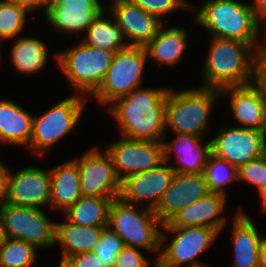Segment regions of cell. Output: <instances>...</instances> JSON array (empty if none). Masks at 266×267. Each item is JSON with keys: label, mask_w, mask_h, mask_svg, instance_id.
I'll return each instance as SVG.
<instances>
[{"label": "cell", "mask_w": 266, "mask_h": 267, "mask_svg": "<svg viewBox=\"0 0 266 267\" xmlns=\"http://www.w3.org/2000/svg\"><path fill=\"white\" fill-rule=\"evenodd\" d=\"M168 89L138 87L112 103L107 111L120 126L121 136L157 142L166 140L165 109Z\"/></svg>", "instance_id": "cell-1"}, {"label": "cell", "mask_w": 266, "mask_h": 267, "mask_svg": "<svg viewBox=\"0 0 266 267\" xmlns=\"http://www.w3.org/2000/svg\"><path fill=\"white\" fill-rule=\"evenodd\" d=\"M210 46L203 64L204 88L221 90L258 80V54L261 45L237 40L210 37Z\"/></svg>", "instance_id": "cell-2"}, {"label": "cell", "mask_w": 266, "mask_h": 267, "mask_svg": "<svg viewBox=\"0 0 266 267\" xmlns=\"http://www.w3.org/2000/svg\"><path fill=\"white\" fill-rule=\"evenodd\" d=\"M195 23L207 28L209 37L237 40L250 45H261L260 21L248 3L238 0H206L197 9Z\"/></svg>", "instance_id": "cell-3"}, {"label": "cell", "mask_w": 266, "mask_h": 267, "mask_svg": "<svg viewBox=\"0 0 266 267\" xmlns=\"http://www.w3.org/2000/svg\"><path fill=\"white\" fill-rule=\"evenodd\" d=\"M220 97L219 90L200 85L181 92H175L174 89L169 88L165 109V129H170L173 133H186L206 138L210 113Z\"/></svg>", "instance_id": "cell-4"}, {"label": "cell", "mask_w": 266, "mask_h": 267, "mask_svg": "<svg viewBox=\"0 0 266 267\" xmlns=\"http://www.w3.org/2000/svg\"><path fill=\"white\" fill-rule=\"evenodd\" d=\"M163 223L154 209L125 203L114 199L109 208L108 227L124 242L125 246L153 252H161V231Z\"/></svg>", "instance_id": "cell-5"}, {"label": "cell", "mask_w": 266, "mask_h": 267, "mask_svg": "<svg viewBox=\"0 0 266 267\" xmlns=\"http://www.w3.org/2000/svg\"><path fill=\"white\" fill-rule=\"evenodd\" d=\"M115 53L89 47L80 41L54 57L72 89L77 94L91 97L103 83Z\"/></svg>", "instance_id": "cell-6"}, {"label": "cell", "mask_w": 266, "mask_h": 267, "mask_svg": "<svg viewBox=\"0 0 266 267\" xmlns=\"http://www.w3.org/2000/svg\"><path fill=\"white\" fill-rule=\"evenodd\" d=\"M87 97L74 94L51 106L42 115L33 117L32 136L29 149L33 154L43 156L51 147L80 122Z\"/></svg>", "instance_id": "cell-7"}, {"label": "cell", "mask_w": 266, "mask_h": 267, "mask_svg": "<svg viewBox=\"0 0 266 267\" xmlns=\"http://www.w3.org/2000/svg\"><path fill=\"white\" fill-rule=\"evenodd\" d=\"M147 59L145 48L140 46H128L116 52L103 83L91 98L103 105L109 103L110 107L118 98L141 87Z\"/></svg>", "instance_id": "cell-8"}, {"label": "cell", "mask_w": 266, "mask_h": 267, "mask_svg": "<svg viewBox=\"0 0 266 267\" xmlns=\"http://www.w3.org/2000/svg\"><path fill=\"white\" fill-rule=\"evenodd\" d=\"M3 235L24 240L37 249L55 246V224L43 209L5 202L0 206Z\"/></svg>", "instance_id": "cell-9"}, {"label": "cell", "mask_w": 266, "mask_h": 267, "mask_svg": "<svg viewBox=\"0 0 266 267\" xmlns=\"http://www.w3.org/2000/svg\"><path fill=\"white\" fill-rule=\"evenodd\" d=\"M162 229L160 255L168 262L176 267H208L197 259L204 250L210 248L220 234L218 230L208 226ZM168 232L173 233L169 243L167 242L170 239Z\"/></svg>", "instance_id": "cell-10"}, {"label": "cell", "mask_w": 266, "mask_h": 267, "mask_svg": "<svg viewBox=\"0 0 266 267\" xmlns=\"http://www.w3.org/2000/svg\"><path fill=\"white\" fill-rule=\"evenodd\" d=\"M80 174L82 196L100 198H119L121 180L116 174L110 155L94 146L79 158L72 159Z\"/></svg>", "instance_id": "cell-11"}, {"label": "cell", "mask_w": 266, "mask_h": 267, "mask_svg": "<svg viewBox=\"0 0 266 267\" xmlns=\"http://www.w3.org/2000/svg\"><path fill=\"white\" fill-rule=\"evenodd\" d=\"M214 135L212 154L237 169L266 153V130L226 126Z\"/></svg>", "instance_id": "cell-12"}, {"label": "cell", "mask_w": 266, "mask_h": 267, "mask_svg": "<svg viewBox=\"0 0 266 267\" xmlns=\"http://www.w3.org/2000/svg\"><path fill=\"white\" fill-rule=\"evenodd\" d=\"M120 138L109 143L105 150L121 181L129 175L154 169L164 162L162 142L129 139L124 136Z\"/></svg>", "instance_id": "cell-13"}, {"label": "cell", "mask_w": 266, "mask_h": 267, "mask_svg": "<svg viewBox=\"0 0 266 267\" xmlns=\"http://www.w3.org/2000/svg\"><path fill=\"white\" fill-rule=\"evenodd\" d=\"M176 172L165 161L148 171L127 176L121 181L119 198L125 203L155 209L168 190Z\"/></svg>", "instance_id": "cell-14"}, {"label": "cell", "mask_w": 266, "mask_h": 267, "mask_svg": "<svg viewBox=\"0 0 266 267\" xmlns=\"http://www.w3.org/2000/svg\"><path fill=\"white\" fill-rule=\"evenodd\" d=\"M105 9L99 0H50L45 18L57 32L79 37Z\"/></svg>", "instance_id": "cell-15"}, {"label": "cell", "mask_w": 266, "mask_h": 267, "mask_svg": "<svg viewBox=\"0 0 266 267\" xmlns=\"http://www.w3.org/2000/svg\"><path fill=\"white\" fill-rule=\"evenodd\" d=\"M105 6L107 13L112 14L122 30L129 46L145 47L156 37L163 25V21L144 11L131 0H113L110 6Z\"/></svg>", "instance_id": "cell-16"}, {"label": "cell", "mask_w": 266, "mask_h": 267, "mask_svg": "<svg viewBox=\"0 0 266 267\" xmlns=\"http://www.w3.org/2000/svg\"><path fill=\"white\" fill-rule=\"evenodd\" d=\"M50 171L41 167L29 166L12 172L8 180L6 202L17 206H29L41 209L50 207Z\"/></svg>", "instance_id": "cell-17"}, {"label": "cell", "mask_w": 266, "mask_h": 267, "mask_svg": "<svg viewBox=\"0 0 266 267\" xmlns=\"http://www.w3.org/2000/svg\"><path fill=\"white\" fill-rule=\"evenodd\" d=\"M220 96H230L229 104L234 120L243 128L266 130V92L263 85L255 82L231 86L219 90Z\"/></svg>", "instance_id": "cell-18"}, {"label": "cell", "mask_w": 266, "mask_h": 267, "mask_svg": "<svg viewBox=\"0 0 266 267\" xmlns=\"http://www.w3.org/2000/svg\"><path fill=\"white\" fill-rule=\"evenodd\" d=\"M210 192L204 172L176 173L154 212L158 219L165 224L178 211Z\"/></svg>", "instance_id": "cell-19"}, {"label": "cell", "mask_w": 266, "mask_h": 267, "mask_svg": "<svg viewBox=\"0 0 266 267\" xmlns=\"http://www.w3.org/2000/svg\"><path fill=\"white\" fill-rule=\"evenodd\" d=\"M226 203L227 195L210 192L178 211L167 223L163 224L162 228L208 226L221 232L227 222L222 214Z\"/></svg>", "instance_id": "cell-20"}, {"label": "cell", "mask_w": 266, "mask_h": 267, "mask_svg": "<svg viewBox=\"0 0 266 267\" xmlns=\"http://www.w3.org/2000/svg\"><path fill=\"white\" fill-rule=\"evenodd\" d=\"M175 138L171 143L162 140L163 158L166 163L172 160L171 156H176V163L179 165L170 166L176 173H202L209 156L212 154L211 139L196 137L186 133H175ZM202 140L204 142H202ZM206 141V142H205ZM204 145H202V144ZM174 153V154H173Z\"/></svg>", "instance_id": "cell-21"}, {"label": "cell", "mask_w": 266, "mask_h": 267, "mask_svg": "<svg viewBox=\"0 0 266 267\" xmlns=\"http://www.w3.org/2000/svg\"><path fill=\"white\" fill-rule=\"evenodd\" d=\"M231 238L234 261L232 267H260V246L263 236L244 209L233 215Z\"/></svg>", "instance_id": "cell-22"}, {"label": "cell", "mask_w": 266, "mask_h": 267, "mask_svg": "<svg viewBox=\"0 0 266 267\" xmlns=\"http://www.w3.org/2000/svg\"><path fill=\"white\" fill-rule=\"evenodd\" d=\"M50 171V208L64 213L82 195L80 174L73 160L49 168Z\"/></svg>", "instance_id": "cell-23"}, {"label": "cell", "mask_w": 266, "mask_h": 267, "mask_svg": "<svg viewBox=\"0 0 266 267\" xmlns=\"http://www.w3.org/2000/svg\"><path fill=\"white\" fill-rule=\"evenodd\" d=\"M33 117L13 100H0V143L29 147Z\"/></svg>", "instance_id": "cell-24"}, {"label": "cell", "mask_w": 266, "mask_h": 267, "mask_svg": "<svg viewBox=\"0 0 266 267\" xmlns=\"http://www.w3.org/2000/svg\"><path fill=\"white\" fill-rule=\"evenodd\" d=\"M187 31L181 27L162 25L156 37L144 48L147 58L156 61L159 66H174L180 63L188 47Z\"/></svg>", "instance_id": "cell-25"}, {"label": "cell", "mask_w": 266, "mask_h": 267, "mask_svg": "<svg viewBox=\"0 0 266 267\" xmlns=\"http://www.w3.org/2000/svg\"><path fill=\"white\" fill-rule=\"evenodd\" d=\"M106 227L79 226L69 222L55 224V244L61 246V257L78 253L92 252Z\"/></svg>", "instance_id": "cell-26"}, {"label": "cell", "mask_w": 266, "mask_h": 267, "mask_svg": "<svg viewBox=\"0 0 266 267\" xmlns=\"http://www.w3.org/2000/svg\"><path fill=\"white\" fill-rule=\"evenodd\" d=\"M46 46L39 38L20 36L11 46L10 61L18 72L36 74L48 63L49 52Z\"/></svg>", "instance_id": "cell-27"}, {"label": "cell", "mask_w": 266, "mask_h": 267, "mask_svg": "<svg viewBox=\"0 0 266 267\" xmlns=\"http://www.w3.org/2000/svg\"><path fill=\"white\" fill-rule=\"evenodd\" d=\"M117 198L81 196L63 214L71 223L79 226L108 227L109 208Z\"/></svg>", "instance_id": "cell-28"}, {"label": "cell", "mask_w": 266, "mask_h": 267, "mask_svg": "<svg viewBox=\"0 0 266 267\" xmlns=\"http://www.w3.org/2000/svg\"><path fill=\"white\" fill-rule=\"evenodd\" d=\"M105 13H107L106 9L90 24L81 41L89 47L112 52L127 48L129 45L122 30L118 27L115 19L111 20L107 16L105 17Z\"/></svg>", "instance_id": "cell-29"}, {"label": "cell", "mask_w": 266, "mask_h": 267, "mask_svg": "<svg viewBox=\"0 0 266 267\" xmlns=\"http://www.w3.org/2000/svg\"><path fill=\"white\" fill-rule=\"evenodd\" d=\"M38 250L24 240L4 237L0 245V267H31L37 260Z\"/></svg>", "instance_id": "cell-30"}, {"label": "cell", "mask_w": 266, "mask_h": 267, "mask_svg": "<svg viewBox=\"0 0 266 267\" xmlns=\"http://www.w3.org/2000/svg\"><path fill=\"white\" fill-rule=\"evenodd\" d=\"M204 174L211 192L227 195L224 187L238 181L237 168L211 154L204 168Z\"/></svg>", "instance_id": "cell-31"}, {"label": "cell", "mask_w": 266, "mask_h": 267, "mask_svg": "<svg viewBox=\"0 0 266 267\" xmlns=\"http://www.w3.org/2000/svg\"><path fill=\"white\" fill-rule=\"evenodd\" d=\"M29 12L9 0H0V44L3 40L14 38L24 31ZM1 47V45H0ZM1 51V48H0ZM1 60V52H0Z\"/></svg>", "instance_id": "cell-32"}, {"label": "cell", "mask_w": 266, "mask_h": 267, "mask_svg": "<svg viewBox=\"0 0 266 267\" xmlns=\"http://www.w3.org/2000/svg\"><path fill=\"white\" fill-rule=\"evenodd\" d=\"M124 247L122 239L109 227H106L92 252L101 260L104 267H114L117 256Z\"/></svg>", "instance_id": "cell-33"}, {"label": "cell", "mask_w": 266, "mask_h": 267, "mask_svg": "<svg viewBox=\"0 0 266 267\" xmlns=\"http://www.w3.org/2000/svg\"><path fill=\"white\" fill-rule=\"evenodd\" d=\"M237 172L238 181L256 186L257 191L266 187V153L241 165Z\"/></svg>", "instance_id": "cell-34"}, {"label": "cell", "mask_w": 266, "mask_h": 267, "mask_svg": "<svg viewBox=\"0 0 266 267\" xmlns=\"http://www.w3.org/2000/svg\"><path fill=\"white\" fill-rule=\"evenodd\" d=\"M144 11L156 16L162 21V17L172 14L175 10L185 8L191 10L192 4L186 0H131ZM161 18V19H160Z\"/></svg>", "instance_id": "cell-35"}, {"label": "cell", "mask_w": 266, "mask_h": 267, "mask_svg": "<svg viewBox=\"0 0 266 267\" xmlns=\"http://www.w3.org/2000/svg\"><path fill=\"white\" fill-rule=\"evenodd\" d=\"M149 259L137 248L125 246L117 256L114 267H147Z\"/></svg>", "instance_id": "cell-36"}, {"label": "cell", "mask_w": 266, "mask_h": 267, "mask_svg": "<svg viewBox=\"0 0 266 267\" xmlns=\"http://www.w3.org/2000/svg\"><path fill=\"white\" fill-rule=\"evenodd\" d=\"M74 267H104L94 252L78 253L67 257Z\"/></svg>", "instance_id": "cell-37"}, {"label": "cell", "mask_w": 266, "mask_h": 267, "mask_svg": "<svg viewBox=\"0 0 266 267\" xmlns=\"http://www.w3.org/2000/svg\"><path fill=\"white\" fill-rule=\"evenodd\" d=\"M10 169L0 161V206L6 202Z\"/></svg>", "instance_id": "cell-38"}, {"label": "cell", "mask_w": 266, "mask_h": 267, "mask_svg": "<svg viewBox=\"0 0 266 267\" xmlns=\"http://www.w3.org/2000/svg\"><path fill=\"white\" fill-rule=\"evenodd\" d=\"M25 8L29 13L36 11L40 7L43 8L44 13L46 12L47 5L50 0H9Z\"/></svg>", "instance_id": "cell-39"}, {"label": "cell", "mask_w": 266, "mask_h": 267, "mask_svg": "<svg viewBox=\"0 0 266 267\" xmlns=\"http://www.w3.org/2000/svg\"><path fill=\"white\" fill-rule=\"evenodd\" d=\"M258 81L266 92V49L260 50L258 54Z\"/></svg>", "instance_id": "cell-40"}, {"label": "cell", "mask_w": 266, "mask_h": 267, "mask_svg": "<svg viewBox=\"0 0 266 267\" xmlns=\"http://www.w3.org/2000/svg\"><path fill=\"white\" fill-rule=\"evenodd\" d=\"M255 17L260 21L264 16H266V0H254L251 4Z\"/></svg>", "instance_id": "cell-41"}, {"label": "cell", "mask_w": 266, "mask_h": 267, "mask_svg": "<svg viewBox=\"0 0 266 267\" xmlns=\"http://www.w3.org/2000/svg\"><path fill=\"white\" fill-rule=\"evenodd\" d=\"M156 261L153 262L152 267H176L172 263L168 262L162 255L155 257ZM151 262L148 263L147 267H150Z\"/></svg>", "instance_id": "cell-42"}, {"label": "cell", "mask_w": 266, "mask_h": 267, "mask_svg": "<svg viewBox=\"0 0 266 267\" xmlns=\"http://www.w3.org/2000/svg\"><path fill=\"white\" fill-rule=\"evenodd\" d=\"M260 267H266V237L264 236L260 246Z\"/></svg>", "instance_id": "cell-43"}, {"label": "cell", "mask_w": 266, "mask_h": 267, "mask_svg": "<svg viewBox=\"0 0 266 267\" xmlns=\"http://www.w3.org/2000/svg\"><path fill=\"white\" fill-rule=\"evenodd\" d=\"M263 32L262 34L264 35L263 40L260 39V44H261V50L262 49H266V16H264L261 20H260V32Z\"/></svg>", "instance_id": "cell-44"}, {"label": "cell", "mask_w": 266, "mask_h": 267, "mask_svg": "<svg viewBox=\"0 0 266 267\" xmlns=\"http://www.w3.org/2000/svg\"><path fill=\"white\" fill-rule=\"evenodd\" d=\"M257 192L261 200L262 210L266 212V187H262Z\"/></svg>", "instance_id": "cell-45"}, {"label": "cell", "mask_w": 266, "mask_h": 267, "mask_svg": "<svg viewBox=\"0 0 266 267\" xmlns=\"http://www.w3.org/2000/svg\"><path fill=\"white\" fill-rule=\"evenodd\" d=\"M60 259L58 267H74L73 263L68 258L61 257Z\"/></svg>", "instance_id": "cell-46"}, {"label": "cell", "mask_w": 266, "mask_h": 267, "mask_svg": "<svg viewBox=\"0 0 266 267\" xmlns=\"http://www.w3.org/2000/svg\"><path fill=\"white\" fill-rule=\"evenodd\" d=\"M3 239H4V235H3L2 219H1V215H0V245H1V242L3 241Z\"/></svg>", "instance_id": "cell-47"}]
</instances>
